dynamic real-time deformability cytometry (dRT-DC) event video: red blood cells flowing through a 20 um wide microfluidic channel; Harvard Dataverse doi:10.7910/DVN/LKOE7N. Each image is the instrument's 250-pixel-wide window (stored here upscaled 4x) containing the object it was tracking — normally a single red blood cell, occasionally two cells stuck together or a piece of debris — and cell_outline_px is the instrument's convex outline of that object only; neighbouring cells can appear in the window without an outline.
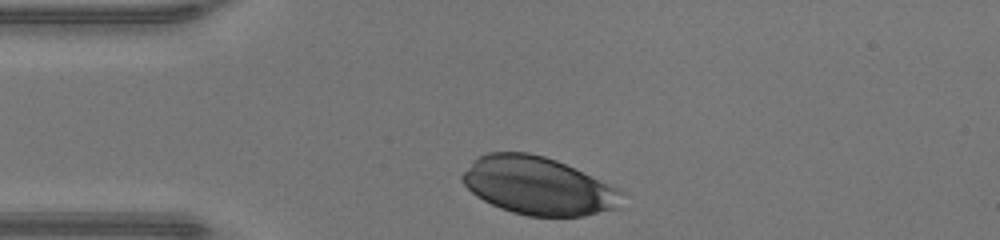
{"species": "human", "species_latin": "Homo sapiens", "temperature_condition": "warm", "stored_images_in_passage": 27, "camera_frame_rate_fps": 3000, "um_per_image_px": 0.085, "donor": {"sex": "male"}, "frame": {"image": 1, "passage_image": 1, "time_ms": 0.0, "image_size_px": [1000, 240], "cell_outline_px": [[624, 192], [620, 208], [584, 216], [528, 216], [512, 212], [500, 208], [476, 196], [460, 180], [460, 176], [472, 160], [476, 156], [488, 152], [528, 152], [544, 156], [556, 160], [620, 188]], "centroid_in_image_um": [45.75, 15.79], "position_along_channel_um": 39.2, "area_um2": 54.16}}
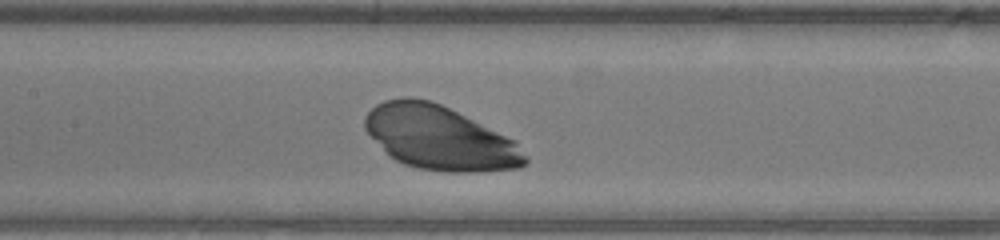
{"frame": {"image": 2, "passage_image": 12, "time_ms": 3.667, "image_size_px": [1000, 240], "cell_outline_px": [[528, 164], [520, 168], [480, 172], [444, 172], [420, 168], [404, 164], [388, 156], [364, 128], [364, 116], [376, 104], [384, 100], [404, 96], [408, 96], [428, 100], [440, 104], [516, 140], [528, 156]], "centroid_in_image_um": [37.39, 11.73], "position_along_channel_um": 170.0, "area_um2": 60.05}}
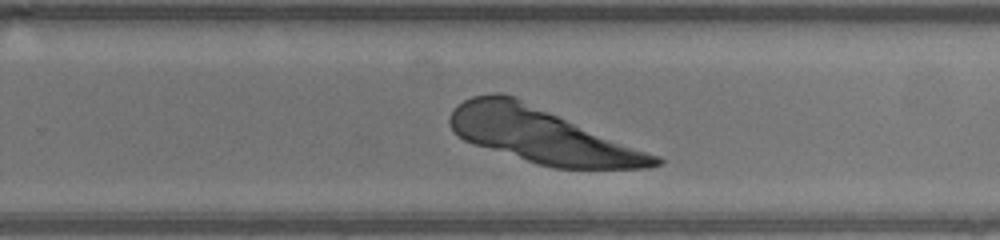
{"frame": {"image": 3, "passage_image": 20, "time_ms": 6.333, "image_size_px": [1000, 240], "cell_outline_px": [[664, 164], [648, 168], [556, 168], [540, 164], [472, 144], [456, 136], [448, 124], [448, 116], [452, 108], [464, 100], [472, 96], [492, 92], [500, 92], [512, 96], [660, 156], [664, 160]], "centroid_in_image_um": [46.02, 11.51], "position_along_channel_um": 283.8, "area_um2": 65.14}}